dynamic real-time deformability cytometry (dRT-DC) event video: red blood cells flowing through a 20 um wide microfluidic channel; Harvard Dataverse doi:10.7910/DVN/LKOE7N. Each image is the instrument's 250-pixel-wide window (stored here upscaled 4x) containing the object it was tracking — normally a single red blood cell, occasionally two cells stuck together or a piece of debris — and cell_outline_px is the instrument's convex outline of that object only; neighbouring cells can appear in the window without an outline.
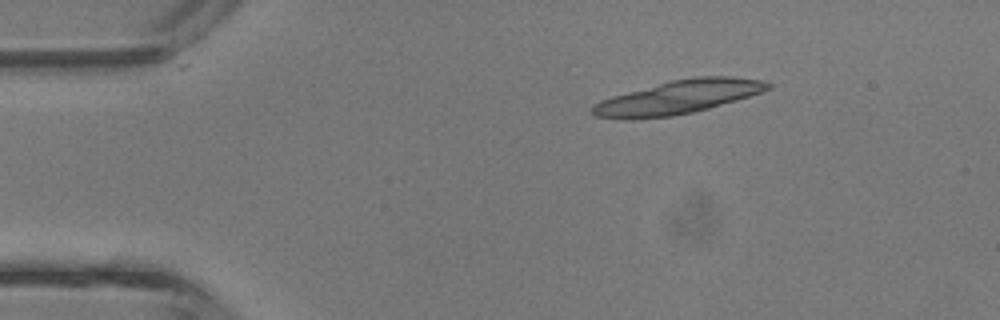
{"species": "common noctule bat (a hibernating species)", "species_latin": "Nyctalus noctula", "temperature_condition": "room temperature", "stored_images_in_passage": 5, "camera_frame_rate_fps": 3000, "um_per_image_px": 0.085, "animal": {"sex": "male", "body_mass_g": 13.3}, "frame": {"image": 1, "passage_image": 2, "time_ms": 0.333, "image_size_px": [1000, 320], "cell_outline_px": [[772, 88], [736, 100], [708, 108], [692, 112], [672, 116], [596, 116], [592, 112], [592, 104], [600, 100], [612, 96], [672, 80], [696, 76], [732, 76], [764, 80], [772, 84]], "centroid_in_image_um": [57.77, 8.2], "position_along_channel_um": 27.2, "area_um2": 33.06}}
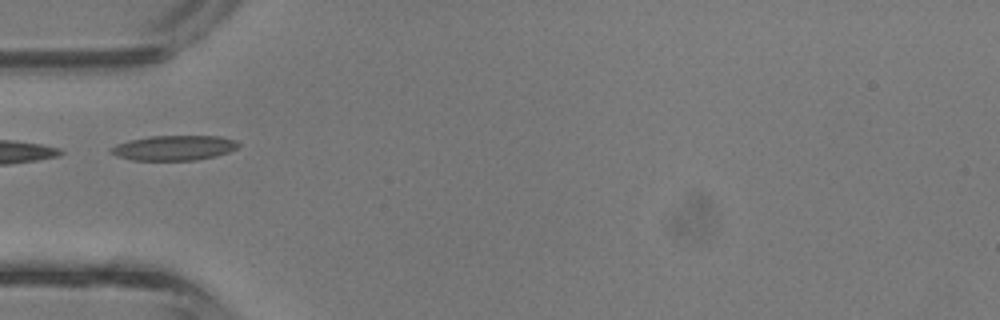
{"frame": {"image": 2, "passage_image": 4, "time_ms": 1.0, "image_size_px": [1000, 320], "cell_outline_px": [[240, 144], [236, 148], [228, 152], [216, 156], [196, 160], [132, 160], [116, 156], [108, 152], [108, 148], [116, 144], [128, 140], [152, 136], [220, 136], [236, 140]], "centroid_in_image_um": [14.75, 12.57], "position_along_channel_um": 70.3, "area_um2": 18.67}}
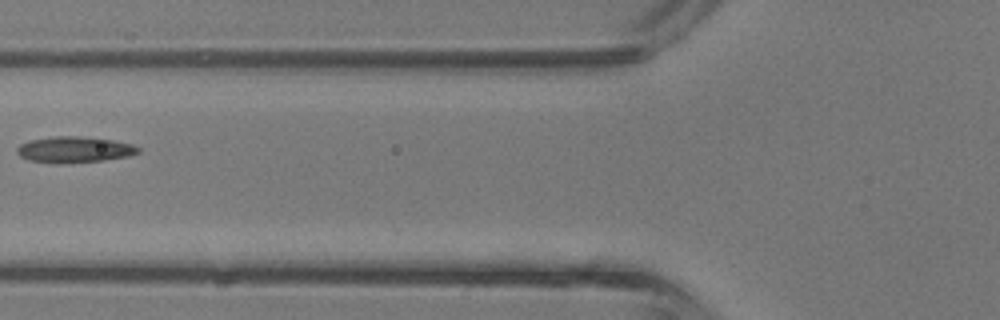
{"frame": {"image": 3, "passage_image": 5, "time_ms": 1.333, "image_size_px": [1000, 320], "cell_outline_px": [[140, 152], [128, 156], [100, 160], [60, 164], [56, 164], [28, 160], [20, 156], [16, 152], [16, 148], [20, 144], [28, 140], [52, 136], [80, 136], [112, 140], [132, 144], [140, 148]], "centroid_in_image_um": [6.26, 12.71], "position_along_channel_um": 119.5, "area_um2": 18.5}}